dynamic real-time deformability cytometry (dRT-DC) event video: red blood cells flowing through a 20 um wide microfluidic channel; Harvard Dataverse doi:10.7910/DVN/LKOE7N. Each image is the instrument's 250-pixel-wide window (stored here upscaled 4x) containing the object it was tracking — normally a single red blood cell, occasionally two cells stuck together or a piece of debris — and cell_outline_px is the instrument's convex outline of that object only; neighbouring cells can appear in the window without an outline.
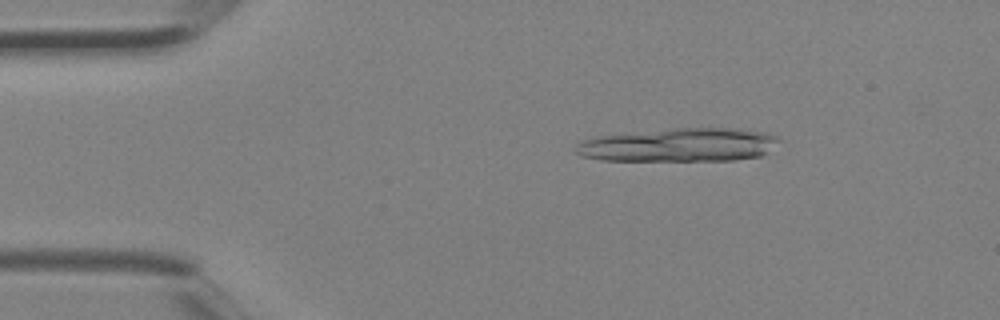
{"species": "Egyptian fruit bat (a non-hibernating species)", "species_latin": "Rousettus aegyptiacus", "temperature_condition": "room temperature", "stored_images_in_passage": 3, "camera_frame_rate_fps": 3000, "um_per_image_px": 0.085, "animal": {"sex": "female"}, "frame": {"image": 1, "passage_image": 2, "time_ms": 0.333, "image_size_px": [1000, 320], "cell_outline_px": [[784, 140], [760, 156], [732, 160], [600, 160], [580, 156], [572, 148], [580, 140], [600, 136], [672, 128], [736, 128], [764, 132], [776, 136]], "centroid_in_image_um": [57.72, 12.32], "position_along_channel_um": 27.3, "area_um2": 39.82}}